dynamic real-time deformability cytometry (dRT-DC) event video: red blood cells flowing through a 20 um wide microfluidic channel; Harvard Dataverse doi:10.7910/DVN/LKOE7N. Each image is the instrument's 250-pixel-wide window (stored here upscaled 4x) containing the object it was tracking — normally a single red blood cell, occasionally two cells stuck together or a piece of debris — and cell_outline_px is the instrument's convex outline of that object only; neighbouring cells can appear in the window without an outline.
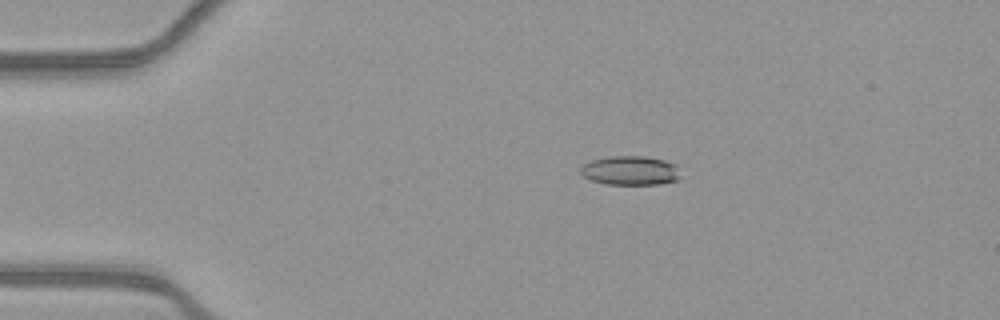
{"species": "common noctule bat (a hibernating species)", "species_latin": "Nyctalus noctula", "temperature_condition": "warm", "stored_images_in_passage": 52, "camera_frame_rate_fps": 3000, "um_per_image_px": 0.085, "animal": {"sex": "female", "body_mass_g": 21.9}, "frame": {"image": 1, "passage_image": 10, "time_ms": 3.0, "image_size_px": [1000, 320], "cell_outline_px": [[680, 180], [660, 184], [608, 184], [592, 180], [584, 176], [580, 172], [580, 168], [584, 164], [592, 160], [612, 156], [644, 156], [664, 160], [676, 164], [680, 176]], "centroid_in_image_um": [53.61, 14.5], "position_along_channel_um": 31.4, "area_um2": 16.94}}
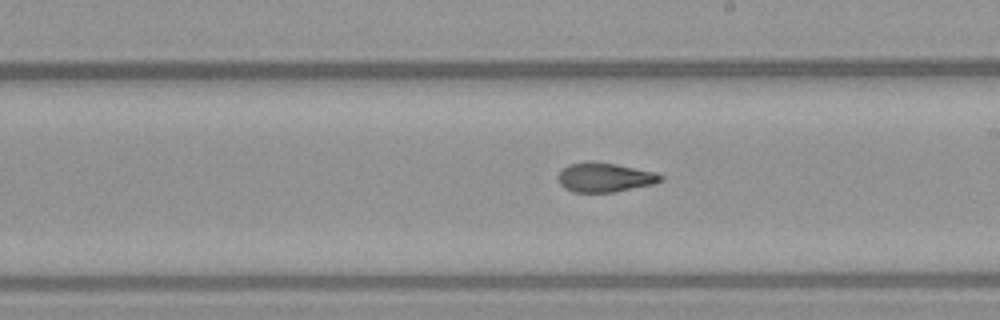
{"frame": {"image": 2, "passage_image": 30, "time_ms": 9.667, "image_size_px": [1000, 320], "cell_outline_px": [[664, 180], [652, 184], [612, 192], [572, 192], [564, 188], [560, 184], [556, 176], [568, 164], [588, 160], [592, 160], [616, 164], [656, 172], [664, 176]], "centroid_in_image_um": [51.38, 15.06], "position_along_channel_um": 237.6, "area_um2": 17.69}}
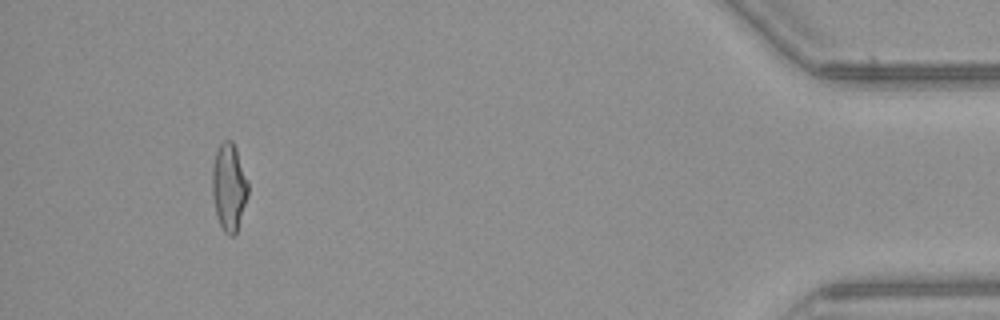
{"frame": {"image": 3, "passage_image": 49, "time_ms": 16.0, "image_size_px": [1000, 320], "cell_outline_px": [[248, 196], [236, 232], [232, 236], [228, 236], [224, 232], [216, 216], [212, 196], [212, 164], [216, 152], [220, 144], [224, 140], [232, 140], [236, 148], [248, 180]], "centroid_in_image_um": [19.45, 15.89], "position_along_channel_um": 415.7, "area_um2": 18.38}, "authors_computed_cell_mechanics": {"area_um2": 17.8024, "velocity_mm_per_s": 3.9025, "shape_relaxation_time_tau1_ms": 7.6701, "shape_relaxation_time_tau2_ms": 2.1816, "deformation_change_tau1": 0.2336, "deformation_change_tau2": 0.1014}}